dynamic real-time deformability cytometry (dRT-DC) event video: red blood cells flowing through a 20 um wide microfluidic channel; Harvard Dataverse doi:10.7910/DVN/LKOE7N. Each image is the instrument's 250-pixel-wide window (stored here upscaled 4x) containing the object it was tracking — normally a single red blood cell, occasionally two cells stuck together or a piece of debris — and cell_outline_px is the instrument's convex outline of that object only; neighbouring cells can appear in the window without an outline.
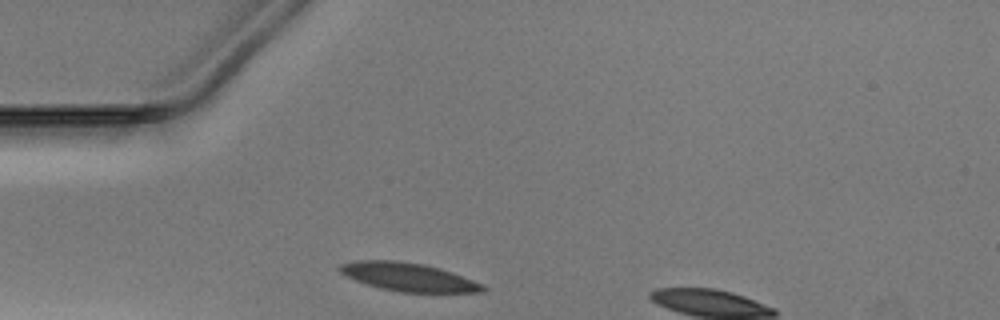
{"species": "Egyptian fruit bat (a non-hibernating species)", "species_latin": "Rousettus aegyptiacus", "temperature_condition": "warm", "stored_images_in_passage": 27, "camera_frame_rate_fps": 3000, "um_per_image_px": 0.085, "animal": {"sex": "male"}, "frame": {"image": 1, "passage_image": 1, "time_ms": 0.0, "image_size_px": [1000, 320], "cell_outline_px": [[488, 288], [484, 292], [400, 292], [380, 288], [344, 276], [340, 272], [340, 264], [356, 260], [396, 260], [420, 264], [452, 272], [484, 284]], "centroid_in_image_um": [34.72, 23.55], "position_along_channel_um": 50.3, "area_um2": 23.41}}
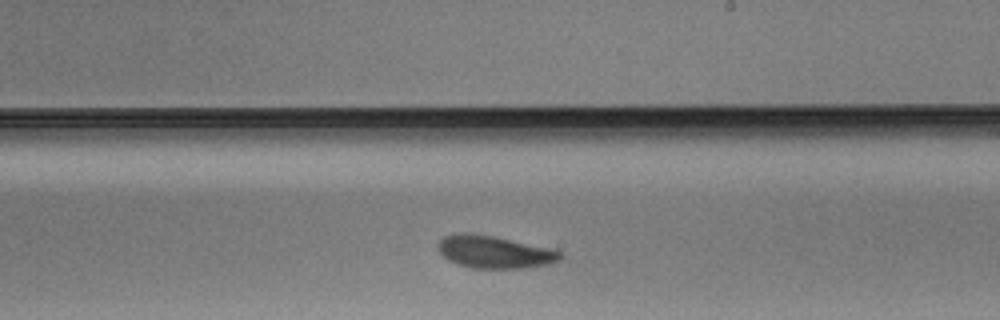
{"frame": {"image": 2, "passage_image": 17, "time_ms": 5.333, "image_size_px": [1000, 320], "cell_outline_px": [[564, 256], [560, 260], [548, 264], [524, 268], [472, 268], [456, 264], [448, 260], [436, 248], [436, 244], [444, 236], [460, 232], [464, 232], [492, 236], [548, 248], [560, 252]], "centroid_in_image_um": [41.97, 21.42], "position_along_channel_um": 247.0, "area_um2": 23.0}}
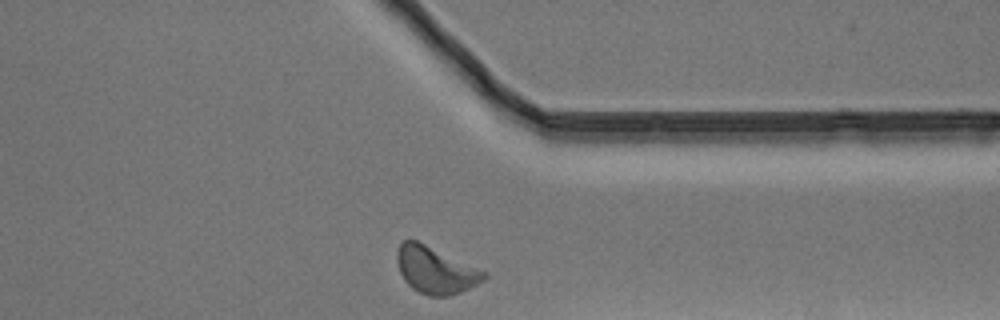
{"frame": {"image": 3, "passage_image": 27, "time_ms": 8.667, "image_size_px": [1000, 320], "cell_outline_px": [[488, 276], [484, 280], [460, 292], [448, 296], [428, 296], [412, 288], [404, 280], [400, 272], [396, 260], [396, 256], [400, 244], [404, 240], [416, 240], [488, 272]], "centroid_in_image_um": [37.02, 22.96], "position_along_channel_um": 374.4, "area_um2": 23.52}}